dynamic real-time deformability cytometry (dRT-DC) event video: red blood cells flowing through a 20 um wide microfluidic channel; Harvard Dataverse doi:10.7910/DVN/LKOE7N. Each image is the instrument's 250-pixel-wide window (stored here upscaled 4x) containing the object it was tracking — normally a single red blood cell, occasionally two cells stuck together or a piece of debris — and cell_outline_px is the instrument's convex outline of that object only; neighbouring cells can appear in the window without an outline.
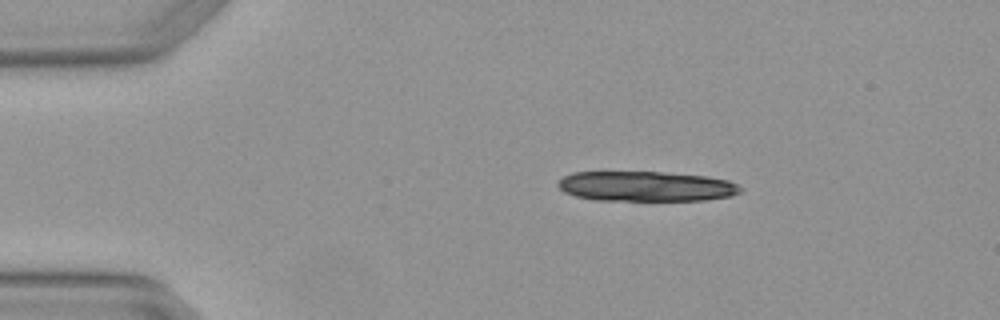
{"species": "Egyptian fruit bat (a non-hibernating species)", "species_latin": "Rousettus aegyptiacus", "temperature_condition": "warm", "stored_images_in_passage": 2, "camera_frame_rate_fps": 3000, "um_per_image_px": 0.085, "animal": {"sex": "female"}, "frame": {"image": 1, "passage_image": 2, "time_ms": 0.333, "image_size_px": [1000, 320], "cell_outline_px": [[744, 188], [740, 192], [732, 196], [704, 200], [596, 200], [576, 196], [564, 192], [556, 184], [564, 176], [572, 172], [660, 172], [708, 176], [728, 180]], "centroid_in_image_um": [54.93, 15.83], "position_along_channel_um": 30.1, "area_um2": 31.96}}